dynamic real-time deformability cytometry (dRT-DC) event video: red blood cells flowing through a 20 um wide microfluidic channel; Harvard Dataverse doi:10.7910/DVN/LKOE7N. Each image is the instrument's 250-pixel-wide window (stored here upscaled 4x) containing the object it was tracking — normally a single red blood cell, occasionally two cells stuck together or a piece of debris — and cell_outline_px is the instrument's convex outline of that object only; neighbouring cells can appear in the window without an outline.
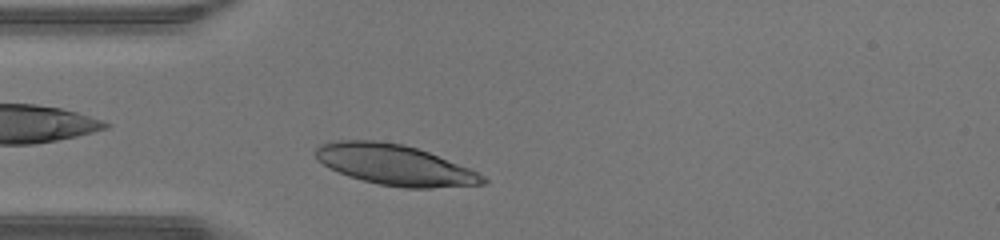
{"species": "human", "species_latin": "Homo sapiens", "temperature_condition": "warm", "stored_images_in_passage": 33, "camera_frame_rate_fps": 3000, "um_per_image_px": 0.085, "donor": {"sex": "male"}, "frame": {"image": 1, "passage_image": 3, "time_ms": 0.667, "image_size_px": [1000, 240], "cell_outline_px": [[488, 180], [484, 184], [432, 188], [404, 188], [380, 184], [348, 176], [316, 160], [316, 144], [336, 140], [376, 140], [404, 144], [428, 152], [468, 168], [484, 176]], "centroid_in_image_um": [33.53, 14.0], "position_along_channel_um": 51.5, "area_um2": 39.25}}
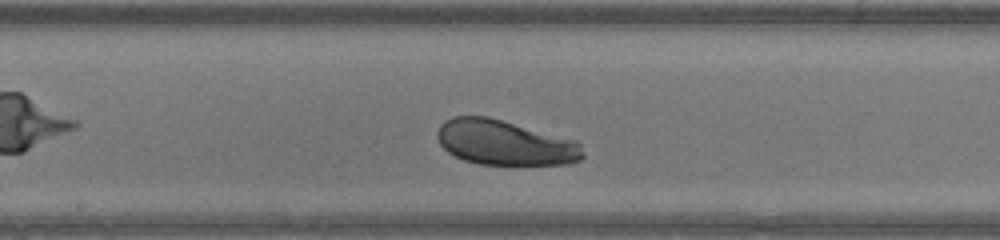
{"frame": {"image": 2, "passage_image": 14, "time_ms": 4.333, "image_size_px": [1000, 240], "cell_outline_px": [[584, 156], [580, 160], [572, 164], [480, 164], [464, 160], [448, 152], [440, 144], [436, 136], [436, 132], [440, 124], [444, 120], [452, 116], [488, 116], [576, 140], [580, 144]], "centroid_in_image_um": [42.89, 12.12], "position_along_channel_um": 205.3, "area_um2": 38.26}}
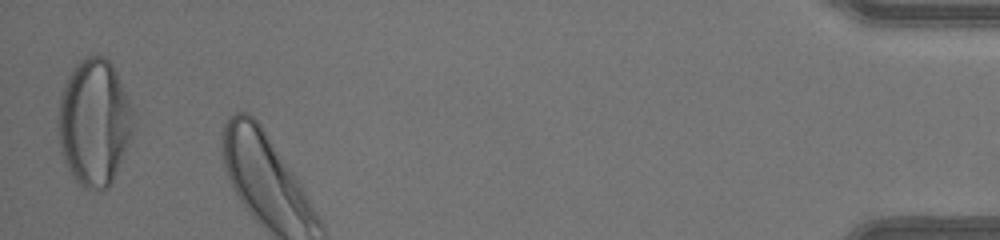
{"frame": {"image": 3, "passage_image": 33, "time_ms": 10.667, "image_size_px": [1000, 240], "cell_outline_px": [[132, 136], [112, 180], [108, 188], [100, 192], [96, 192], [84, 188], [76, 180], [68, 168], [60, 152], [60, 96], [64, 84], [72, 68], [80, 60], [96, 52], [104, 56], [112, 64], [116, 72], [132, 108]], "centroid_in_image_um": [8.01, 10.4], "position_along_channel_um": 427.2, "area_um2": 54.97}, "authors_computed_cell_mechanics": {"area_um2": 39.4196, "velocity_mm_per_s": 4.4031, "shape_relaxation_time_tau1_ms": 0.8724, "shape_relaxation_time_tau2_ms": null, "deformation_change_tau1": 0.0723, "deformation_change_tau2": null}}